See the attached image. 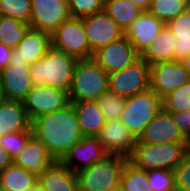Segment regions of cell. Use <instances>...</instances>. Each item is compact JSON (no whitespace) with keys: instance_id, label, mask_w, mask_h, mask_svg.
Returning <instances> with one entry per match:
<instances>
[{"instance_id":"obj_2","label":"cell","mask_w":190,"mask_h":191,"mask_svg":"<svg viewBox=\"0 0 190 191\" xmlns=\"http://www.w3.org/2000/svg\"><path fill=\"white\" fill-rule=\"evenodd\" d=\"M77 62L75 57L51 47L41 60L30 65L33 86L69 91Z\"/></svg>"},{"instance_id":"obj_23","label":"cell","mask_w":190,"mask_h":191,"mask_svg":"<svg viewBox=\"0 0 190 191\" xmlns=\"http://www.w3.org/2000/svg\"><path fill=\"white\" fill-rule=\"evenodd\" d=\"M175 36L167 26L151 41V45L140 55L149 65L174 60Z\"/></svg>"},{"instance_id":"obj_21","label":"cell","mask_w":190,"mask_h":191,"mask_svg":"<svg viewBox=\"0 0 190 191\" xmlns=\"http://www.w3.org/2000/svg\"><path fill=\"white\" fill-rule=\"evenodd\" d=\"M38 183L43 191H77L76 172L55 160L39 176Z\"/></svg>"},{"instance_id":"obj_16","label":"cell","mask_w":190,"mask_h":191,"mask_svg":"<svg viewBox=\"0 0 190 191\" xmlns=\"http://www.w3.org/2000/svg\"><path fill=\"white\" fill-rule=\"evenodd\" d=\"M106 156L108 154L96 136H83L82 140L73 145L60 161L77 173Z\"/></svg>"},{"instance_id":"obj_8","label":"cell","mask_w":190,"mask_h":191,"mask_svg":"<svg viewBox=\"0 0 190 191\" xmlns=\"http://www.w3.org/2000/svg\"><path fill=\"white\" fill-rule=\"evenodd\" d=\"M108 88L125 98L150 89V65L139 57L122 70L109 73Z\"/></svg>"},{"instance_id":"obj_40","label":"cell","mask_w":190,"mask_h":191,"mask_svg":"<svg viewBox=\"0 0 190 191\" xmlns=\"http://www.w3.org/2000/svg\"><path fill=\"white\" fill-rule=\"evenodd\" d=\"M13 162L8 152L0 146V173Z\"/></svg>"},{"instance_id":"obj_33","label":"cell","mask_w":190,"mask_h":191,"mask_svg":"<svg viewBox=\"0 0 190 191\" xmlns=\"http://www.w3.org/2000/svg\"><path fill=\"white\" fill-rule=\"evenodd\" d=\"M31 13V0H0L1 16L13 17L29 24Z\"/></svg>"},{"instance_id":"obj_25","label":"cell","mask_w":190,"mask_h":191,"mask_svg":"<svg viewBox=\"0 0 190 191\" xmlns=\"http://www.w3.org/2000/svg\"><path fill=\"white\" fill-rule=\"evenodd\" d=\"M167 26L175 36L174 60L181 61L190 56V6Z\"/></svg>"},{"instance_id":"obj_14","label":"cell","mask_w":190,"mask_h":191,"mask_svg":"<svg viewBox=\"0 0 190 191\" xmlns=\"http://www.w3.org/2000/svg\"><path fill=\"white\" fill-rule=\"evenodd\" d=\"M0 83L4 98L24 102L34 87L28 63L10 62L0 69Z\"/></svg>"},{"instance_id":"obj_37","label":"cell","mask_w":190,"mask_h":191,"mask_svg":"<svg viewBox=\"0 0 190 191\" xmlns=\"http://www.w3.org/2000/svg\"><path fill=\"white\" fill-rule=\"evenodd\" d=\"M173 171L176 191H190V148Z\"/></svg>"},{"instance_id":"obj_20","label":"cell","mask_w":190,"mask_h":191,"mask_svg":"<svg viewBox=\"0 0 190 191\" xmlns=\"http://www.w3.org/2000/svg\"><path fill=\"white\" fill-rule=\"evenodd\" d=\"M12 160L15 165L37 176L55 161L46 146L33 134L29 137L24 148Z\"/></svg>"},{"instance_id":"obj_24","label":"cell","mask_w":190,"mask_h":191,"mask_svg":"<svg viewBox=\"0 0 190 191\" xmlns=\"http://www.w3.org/2000/svg\"><path fill=\"white\" fill-rule=\"evenodd\" d=\"M72 104L83 136H96L106 123L97 101L73 102Z\"/></svg>"},{"instance_id":"obj_4","label":"cell","mask_w":190,"mask_h":191,"mask_svg":"<svg viewBox=\"0 0 190 191\" xmlns=\"http://www.w3.org/2000/svg\"><path fill=\"white\" fill-rule=\"evenodd\" d=\"M189 148L190 142L144 144L137 141L128 160L146 171L151 169L174 170Z\"/></svg>"},{"instance_id":"obj_18","label":"cell","mask_w":190,"mask_h":191,"mask_svg":"<svg viewBox=\"0 0 190 191\" xmlns=\"http://www.w3.org/2000/svg\"><path fill=\"white\" fill-rule=\"evenodd\" d=\"M51 47L49 33L30 27L17 48L12 50L10 62L34 64L41 60Z\"/></svg>"},{"instance_id":"obj_44","label":"cell","mask_w":190,"mask_h":191,"mask_svg":"<svg viewBox=\"0 0 190 191\" xmlns=\"http://www.w3.org/2000/svg\"><path fill=\"white\" fill-rule=\"evenodd\" d=\"M5 100L4 98V94H3V90L1 87V83H0V105L2 104V102Z\"/></svg>"},{"instance_id":"obj_27","label":"cell","mask_w":190,"mask_h":191,"mask_svg":"<svg viewBox=\"0 0 190 191\" xmlns=\"http://www.w3.org/2000/svg\"><path fill=\"white\" fill-rule=\"evenodd\" d=\"M104 11L124 32L143 12L129 0H105Z\"/></svg>"},{"instance_id":"obj_15","label":"cell","mask_w":190,"mask_h":191,"mask_svg":"<svg viewBox=\"0 0 190 191\" xmlns=\"http://www.w3.org/2000/svg\"><path fill=\"white\" fill-rule=\"evenodd\" d=\"M140 55L130 41L123 38L111 42L94 53L93 59L105 70L107 74L122 70L132 64Z\"/></svg>"},{"instance_id":"obj_5","label":"cell","mask_w":190,"mask_h":191,"mask_svg":"<svg viewBox=\"0 0 190 191\" xmlns=\"http://www.w3.org/2000/svg\"><path fill=\"white\" fill-rule=\"evenodd\" d=\"M128 159L108 155L101 161L76 173L81 191H109L120 186L121 174Z\"/></svg>"},{"instance_id":"obj_30","label":"cell","mask_w":190,"mask_h":191,"mask_svg":"<svg viewBox=\"0 0 190 191\" xmlns=\"http://www.w3.org/2000/svg\"><path fill=\"white\" fill-rule=\"evenodd\" d=\"M189 6L186 0H151L148 12L167 25Z\"/></svg>"},{"instance_id":"obj_35","label":"cell","mask_w":190,"mask_h":191,"mask_svg":"<svg viewBox=\"0 0 190 191\" xmlns=\"http://www.w3.org/2000/svg\"><path fill=\"white\" fill-rule=\"evenodd\" d=\"M71 17L84 18L104 10L105 0H67Z\"/></svg>"},{"instance_id":"obj_34","label":"cell","mask_w":190,"mask_h":191,"mask_svg":"<svg viewBox=\"0 0 190 191\" xmlns=\"http://www.w3.org/2000/svg\"><path fill=\"white\" fill-rule=\"evenodd\" d=\"M147 178L153 191H176L173 170L151 169Z\"/></svg>"},{"instance_id":"obj_11","label":"cell","mask_w":190,"mask_h":191,"mask_svg":"<svg viewBox=\"0 0 190 191\" xmlns=\"http://www.w3.org/2000/svg\"><path fill=\"white\" fill-rule=\"evenodd\" d=\"M69 104L68 91L46 85L33 87L24 101L27 115L31 121L42 114L65 108Z\"/></svg>"},{"instance_id":"obj_19","label":"cell","mask_w":190,"mask_h":191,"mask_svg":"<svg viewBox=\"0 0 190 191\" xmlns=\"http://www.w3.org/2000/svg\"><path fill=\"white\" fill-rule=\"evenodd\" d=\"M164 25L154 15L148 11H143L125 31V37L141 55L151 45V41L159 34Z\"/></svg>"},{"instance_id":"obj_17","label":"cell","mask_w":190,"mask_h":191,"mask_svg":"<svg viewBox=\"0 0 190 191\" xmlns=\"http://www.w3.org/2000/svg\"><path fill=\"white\" fill-rule=\"evenodd\" d=\"M137 141L144 144L189 142L177 127L171 113L163 108L145 127Z\"/></svg>"},{"instance_id":"obj_1","label":"cell","mask_w":190,"mask_h":191,"mask_svg":"<svg viewBox=\"0 0 190 191\" xmlns=\"http://www.w3.org/2000/svg\"><path fill=\"white\" fill-rule=\"evenodd\" d=\"M31 128L49 154L60 161L69 149L83 138L72 103L60 110L42 114L32 120Z\"/></svg>"},{"instance_id":"obj_41","label":"cell","mask_w":190,"mask_h":191,"mask_svg":"<svg viewBox=\"0 0 190 191\" xmlns=\"http://www.w3.org/2000/svg\"><path fill=\"white\" fill-rule=\"evenodd\" d=\"M134 3L142 11H149L151 0H129Z\"/></svg>"},{"instance_id":"obj_10","label":"cell","mask_w":190,"mask_h":191,"mask_svg":"<svg viewBox=\"0 0 190 191\" xmlns=\"http://www.w3.org/2000/svg\"><path fill=\"white\" fill-rule=\"evenodd\" d=\"M82 20L93 53L125 36V32L104 10Z\"/></svg>"},{"instance_id":"obj_13","label":"cell","mask_w":190,"mask_h":191,"mask_svg":"<svg viewBox=\"0 0 190 191\" xmlns=\"http://www.w3.org/2000/svg\"><path fill=\"white\" fill-rule=\"evenodd\" d=\"M108 155L122 156L129 159L137 144V138L120 121H106L96 135Z\"/></svg>"},{"instance_id":"obj_28","label":"cell","mask_w":190,"mask_h":191,"mask_svg":"<svg viewBox=\"0 0 190 191\" xmlns=\"http://www.w3.org/2000/svg\"><path fill=\"white\" fill-rule=\"evenodd\" d=\"M30 25L16 18L0 16V43L15 49L25 36Z\"/></svg>"},{"instance_id":"obj_29","label":"cell","mask_w":190,"mask_h":191,"mask_svg":"<svg viewBox=\"0 0 190 191\" xmlns=\"http://www.w3.org/2000/svg\"><path fill=\"white\" fill-rule=\"evenodd\" d=\"M120 186L123 191H153L147 178V171L126 161L121 174Z\"/></svg>"},{"instance_id":"obj_36","label":"cell","mask_w":190,"mask_h":191,"mask_svg":"<svg viewBox=\"0 0 190 191\" xmlns=\"http://www.w3.org/2000/svg\"><path fill=\"white\" fill-rule=\"evenodd\" d=\"M32 134L33 131H24L0 136V146L5 149L13 159L24 148V145Z\"/></svg>"},{"instance_id":"obj_6","label":"cell","mask_w":190,"mask_h":191,"mask_svg":"<svg viewBox=\"0 0 190 191\" xmlns=\"http://www.w3.org/2000/svg\"><path fill=\"white\" fill-rule=\"evenodd\" d=\"M162 108V99L150 88L126 98L120 121L138 139Z\"/></svg>"},{"instance_id":"obj_3","label":"cell","mask_w":190,"mask_h":191,"mask_svg":"<svg viewBox=\"0 0 190 191\" xmlns=\"http://www.w3.org/2000/svg\"><path fill=\"white\" fill-rule=\"evenodd\" d=\"M108 90L105 70L93 58L78 60L68 91L70 103L97 101Z\"/></svg>"},{"instance_id":"obj_38","label":"cell","mask_w":190,"mask_h":191,"mask_svg":"<svg viewBox=\"0 0 190 191\" xmlns=\"http://www.w3.org/2000/svg\"><path fill=\"white\" fill-rule=\"evenodd\" d=\"M170 113L183 136L190 142V110Z\"/></svg>"},{"instance_id":"obj_45","label":"cell","mask_w":190,"mask_h":191,"mask_svg":"<svg viewBox=\"0 0 190 191\" xmlns=\"http://www.w3.org/2000/svg\"><path fill=\"white\" fill-rule=\"evenodd\" d=\"M109 191H123V188L121 186H118V187L111 189Z\"/></svg>"},{"instance_id":"obj_42","label":"cell","mask_w":190,"mask_h":191,"mask_svg":"<svg viewBox=\"0 0 190 191\" xmlns=\"http://www.w3.org/2000/svg\"><path fill=\"white\" fill-rule=\"evenodd\" d=\"M181 64L183 65L184 69L187 71L189 77H190V56L182 59Z\"/></svg>"},{"instance_id":"obj_39","label":"cell","mask_w":190,"mask_h":191,"mask_svg":"<svg viewBox=\"0 0 190 191\" xmlns=\"http://www.w3.org/2000/svg\"><path fill=\"white\" fill-rule=\"evenodd\" d=\"M12 48L0 43V69L6 67L10 63Z\"/></svg>"},{"instance_id":"obj_31","label":"cell","mask_w":190,"mask_h":191,"mask_svg":"<svg viewBox=\"0 0 190 191\" xmlns=\"http://www.w3.org/2000/svg\"><path fill=\"white\" fill-rule=\"evenodd\" d=\"M163 109L167 112L190 110V80L162 99Z\"/></svg>"},{"instance_id":"obj_12","label":"cell","mask_w":190,"mask_h":191,"mask_svg":"<svg viewBox=\"0 0 190 191\" xmlns=\"http://www.w3.org/2000/svg\"><path fill=\"white\" fill-rule=\"evenodd\" d=\"M190 80L180 61H167L150 65V88L163 99Z\"/></svg>"},{"instance_id":"obj_22","label":"cell","mask_w":190,"mask_h":191,"mask_svg":"<svg viewBox=\"0 0 190 191\" xmlns=\"http://www.w3.org/2000/svg\"><path fill=\"white\" fill-rule=\"evenodd\" d=\"M24 102L5 99L0 105V136L32 131Z\"/></svg>"},{"instance_id":"obj_9","label":"cell","mask_w":190,"mask_h":191,"mask_svg":"<svg viewBox=\"0 0 190 191\" xmlns=\"http://www.w3.org/2000/svg\"><path fill=\"white\" fill-rule=\"evenodd\" d=\"M31 28L52 33L71 17L67 0H31Z\"/></svg>"},{"instance_id":"obj_7","label":"cell","mask_w":190,"mask_h":191,"mask_svg":"<svg viewBox=\"0 0 190 191\" xmlns=\"http://www.w3.org/2000/svg\"><path fill=\"white\" fill-rule=\"evenodd\" d=\"M52 47L64 51L78 60L92 59L94 53L83 26L82 18L70 17L51 35Z\"/></svg>"},{"instance_id":"obj_26","label":"cell","mask_w":190,"mask_h":191,"mask_svg":"<svg viewBox=\"0 0 190 191\" xmlns=\"http://www.w3.org/2000/svg\"><path fill=\"white\" fill-rule=\"evenodd\" d=\"M37 182V175L13 162L0 173V186L7 191H27Z\"/></svg>"},{"instance_id":"obj_46","label":"cell","mask_w":190,"mask_h":191,"mask_svg":"<svg viewBox=\"0 0 190 191\" xmlns=\"http://www.w3.org/2000/svg\"><path fill=\"white\" fill-rule=\"evenodd\" d=\"M0 191H7V190L0 186Z\"/></svg>"},{"instance_id":"obj_43","label":"cell","mask_w":190,"mask_h":191,"mask_svg":"<svg viewBox=\"0 0 190 191\" xmlns=\"http://www.w3.org/2000/svg\"><path fill=\"white\" fill-rule=\"evenodd\" d=\"M27 191H43L41 185L37 182L34 186L29 188Z\"/></svg>"},{"instance_id":"obj_32","label":"cell","mask_w":190,"mask_h":191,"mask_svg":"<svg viewBox=\"0 0 190 191\" xmlns=\"http://www.w3.org/2000/svg\"><path fill=\"white\" fill-rule=\"evenodd\" d=\"M125 102V97L115 94L109 90L101 95L97 100L106 121L120 119Z\"/></svg>"}]
</instances>
